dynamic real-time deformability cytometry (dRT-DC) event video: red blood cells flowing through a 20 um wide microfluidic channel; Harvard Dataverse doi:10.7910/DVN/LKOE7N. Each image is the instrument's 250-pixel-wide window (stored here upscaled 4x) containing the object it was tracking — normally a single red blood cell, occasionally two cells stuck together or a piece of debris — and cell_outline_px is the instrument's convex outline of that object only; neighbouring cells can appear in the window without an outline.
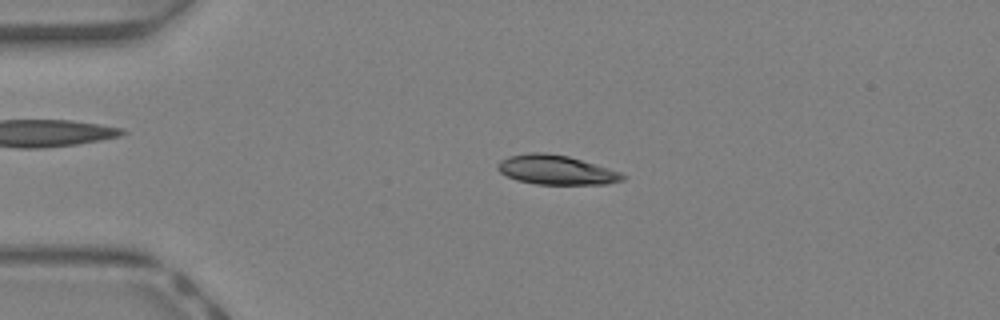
{"species": "Egyptian fruit bat (a non-hibernating species)", "species_latin": "Rousettus aegyptiacus", "temperature_condition": "warm", "stored_images_in_passage": 21, "camera_frame_rate_fps": 3000, "um_per_image_px": 0.085, "animal": {"sex": "female"}, "frame": {"image": 1, "passage_image": 10, "time_ms": 3.0, "image_size_px": [1000, 320], "cell_outline_px": [[628, 176], [624, 180], [604, 184], [536, 184], [516, 180], [500, 172], [496, 168], [496, 164], [500, 160], [508, 156], [528, 152], [544, 152], [568, 156], [620, 172]], "centroid_in_image_um": [47.23, 14.44], "position_along_channel_um": 37.8, "area_um2": 21.39}}
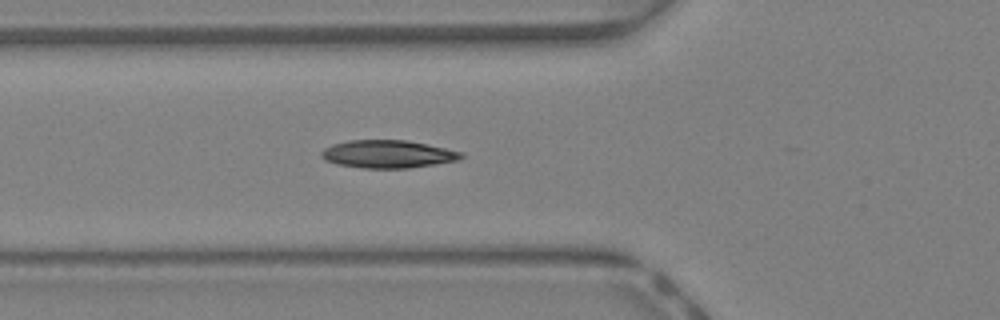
{"frame": {"image": 2, "passage_image": 16, "time_ms": 5.0, "image_size_px": [1000, 320], "cell_outline_px": [[464, 156], [456, 160], [436, 164], [408, 168], [364, 168], [336, 164], [324, 160], [320, 156], [320, 152], [324, 148], [332, 144], [348, 140], [408, 140], [464, 152]], "centroid_in_image_um": [32.93, 13.09], "position_along_channel_um": 92.9, "area_um2": 22.77}}
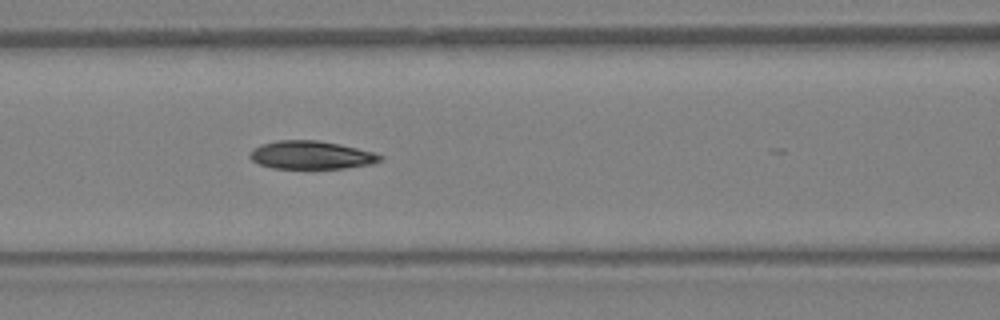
{"frame": {"image": 3, "passage_image": 19, "time_ms": 6.0, "image_size_px": [1000, 320], "cell_outline_px": [[384, 160], [372, 164], [344, 168], [272, 168], [260, 164], [252, 160], [248, 156], [252, 148], [260, 144], [276, 140], [316, 140], [340, 144], [376, 152], [384, 156]], "centroid_in_image_um": [26.48, 13.17], "position_along_channel_um": 140.1, "area_um2": 21.62}}